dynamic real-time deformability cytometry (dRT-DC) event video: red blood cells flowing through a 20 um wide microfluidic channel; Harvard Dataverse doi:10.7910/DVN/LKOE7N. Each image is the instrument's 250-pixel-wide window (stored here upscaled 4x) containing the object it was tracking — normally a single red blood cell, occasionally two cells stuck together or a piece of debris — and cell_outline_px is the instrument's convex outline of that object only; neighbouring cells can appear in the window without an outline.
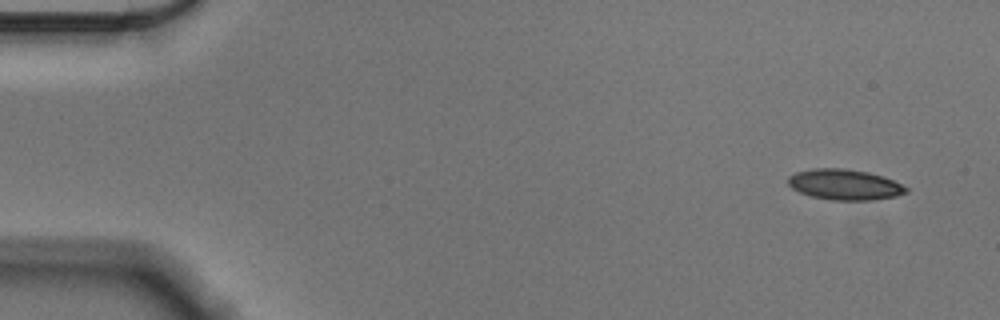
{"species": "Egyptian fruit bat (a non-hibernating species)", "species_latin": "Rousettus aegyptiacus", "temperature_condition": "cold", "stored_images_in_passage": 54, "camera_frame_rate_fps": 3000, "um_per_image_px": 0.085, "animal": {"sex": "male"}, "frame": {"image": 1, "passage_image": 1, "time_ms": 0.0, "image_size_px": [1000, 320], "cell_outline_px": [[908, 192], [896, 196], [872, 200], [832, 200], [812, 196], [800, 192], [792, 188], [788, 184], [788, 176], [796, 172], [812, 168], [844, 168], [868, 172], [892, 180], [908, 188]], "centroid_in_image_um": [71.77, 15.68], "position_along_channel_um": 13.2, "area_um2": 20.92}}
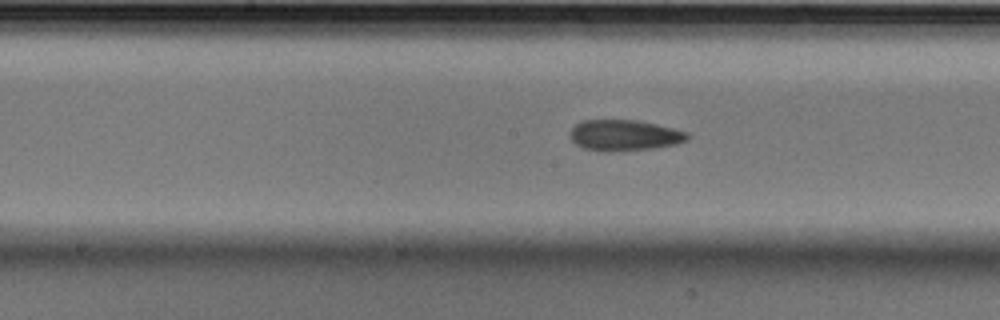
{"frame": {"image": 2, "passage_image": 26, "time_ms": 8.333, "image_size_px": [1000, 320], "cell_outline_px": [[688, 140], [676, 144], [656, 148], [608, 152], [604, 152], [584, 148], [576, 144], [568, 136], [568, 132], [580, 120], [636, 120], [656, 124], [688, 132]], "centroid_in_image_um": [53.04, 11.5], "position_along_channel_um": 195.2, "area_um2": 21.33}}
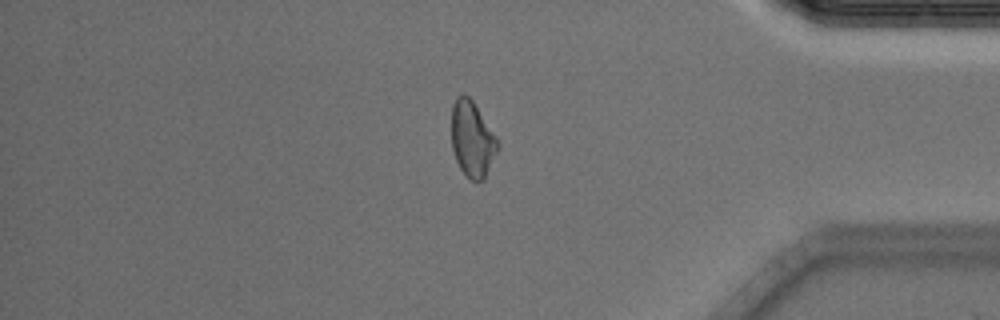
{"frame": {"image": 3, "passage_image": 45, "time_ms": 14.667, "image_size_px": [1000, 320], "cell_outline_px": [[500, 148], [484, 180], [472, 180], [460, 168], [456, 160], [452, 148], [452, 104], [456, 96], [464, 92], [472, 100], [496, 136]], "centroid_in_image_um": [40.15, 11.81], "position_along_channel_um": 395.1, "area_um2": 20.4}, "authors_computed_cell_mechanics": {"area_um2": 20.8947, "velocity_mm_per_s": 3.5625, "shape_relaxation_time_tau1_ms": 6.9233, "shape_relaxation_time_tau2_ms": 4.1085, "deformation_change_tau1": 0.137, "deformation_change_tau2": 0.1098}}